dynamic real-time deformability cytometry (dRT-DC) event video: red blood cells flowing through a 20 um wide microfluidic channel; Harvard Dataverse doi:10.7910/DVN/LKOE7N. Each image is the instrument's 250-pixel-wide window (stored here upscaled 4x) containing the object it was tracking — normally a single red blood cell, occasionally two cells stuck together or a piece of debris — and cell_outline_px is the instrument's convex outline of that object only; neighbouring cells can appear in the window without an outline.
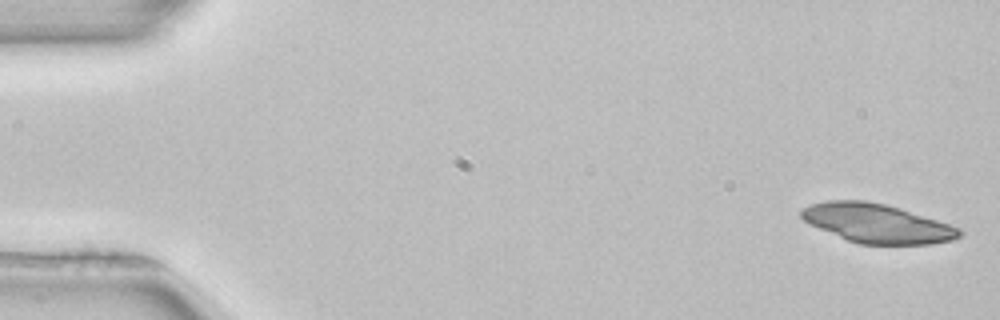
{"species": "common noctule bat (a hibernating species)", "species_latin": "Nyctalus noctula", "temperature_condition": "room temperature", "stored_images_in_passage": 50, "camera_frame_rate_fps": 3000, "um_per_image_px": 0.085, "animal": {"sex": "female", "body_mass_g": 22.7, "forearm_length_mm": 54.2}, "frame": {"image": 1, "passage_image": 1, "time_ms": 0.0, "image_size_px": [1000, 320], "cell_outline_px": [[964, 232], [960, 236], [952, 240], [932, 244], [860, 244], [848, 240], [820, 228], [804, 220], [800, 216], [800, 208], [812, 204], [828, 200], [864, 200], [884, 204], [900, 208], [960, 228]], "centroid_in_image_um": [74.55, 18.98], "position_along_channel_um": 10.4, "area_um2": 35.55}}
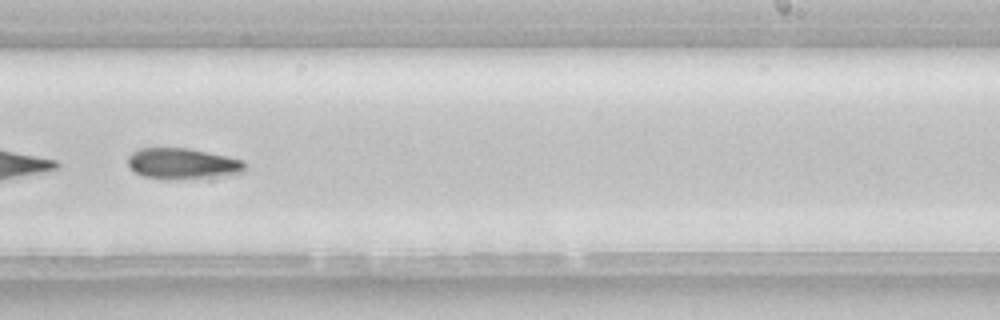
{"frame": {"image": 2, "passage_image": 32, "time_ms": 10.333, "image_size_px": [1000, 320], "cell_outline_px": [[248, 168], [244, 172], [208, 176], [144, 176], [136, 172], [128, 164], [128, 156], [132, 152], [140, 148], [188, 148], [228, 156], [244, 160], [248, 164]], "centroid_in_image_um": [15.58, 13.83], "position_along_channel_um": 273.4, "area_um2": 20.0}}